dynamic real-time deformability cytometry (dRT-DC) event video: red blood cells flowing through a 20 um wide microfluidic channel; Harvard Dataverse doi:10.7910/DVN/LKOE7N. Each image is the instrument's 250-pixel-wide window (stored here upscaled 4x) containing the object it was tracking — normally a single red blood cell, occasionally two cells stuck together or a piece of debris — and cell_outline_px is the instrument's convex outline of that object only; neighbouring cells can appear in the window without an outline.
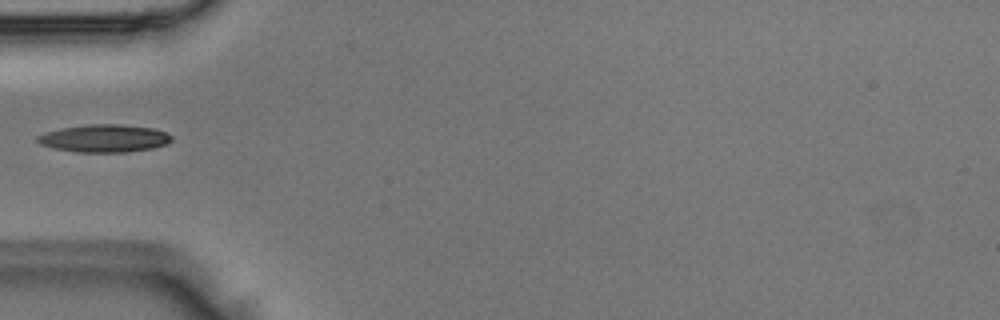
{"species": "Egyptian fruit bat (a non-hibernating species)", "species_latin": "Rousettus aegyptiacus", "temperature_condition": "room temperature", "stored_images_in_passage": 5, "camera_frame_rate_fps": 3000, "um_per_image_px": 0.085, "animal": {"sex": "male"}, "frame": {"image": 1, "passage_image": 5, "time_ms": 1.333, "image_size_px": [1000, 320], "cell_outline_px": [[172, 140], [168, 144], [152, 148], [128, 152], [76, 152], [52, 148], [40, 144], [36, 140], [36, 136], [44, 132], [60, 128], [92, 124], [120, 124], [156, 128], [168, 132], [172, 136]], "centroid_in_image_um": [8.88, 11.75], "position_along_channel_um": 76.1, "area_um2": 21.96}}